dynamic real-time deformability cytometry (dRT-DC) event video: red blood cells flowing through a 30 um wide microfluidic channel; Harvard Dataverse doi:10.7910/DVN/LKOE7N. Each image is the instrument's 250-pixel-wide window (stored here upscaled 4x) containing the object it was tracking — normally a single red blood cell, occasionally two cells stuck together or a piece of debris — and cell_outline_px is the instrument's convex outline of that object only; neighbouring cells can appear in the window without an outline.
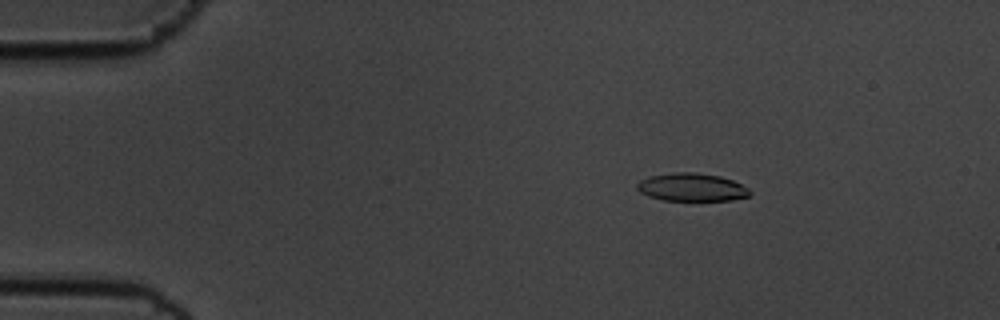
{"species": "common noctule bat (a hibernating species)", "species_latin": "Nyctalus noctula", "temperature_condition": "cold", "stored_images_in_passage": 57, "camera_frame_rate_fps": 3000, "um_per_image_px": 0.085, "animal": {"sex": "male", "body_mass_g": 19.5, "forearm_length_mm": 54.6}, "frame": {"image": 1, "passage_image": 10, "time_ms": 3.0, "image_size_px": [1000, 320], "cell_outline_px": [[752, 192], [748, 196], [732, 200], [664, 200], [648, 196], [640, 192], [636, 188], [636, 184], [640, 180], [652, 176], [676, 172], [692, 172], [720, 176], [732, 180], [748, 188]], "centroid_in_image_um": [58.79, 15.92], "position_along_channel_um": 26.2, "area_um2": 18.21}}
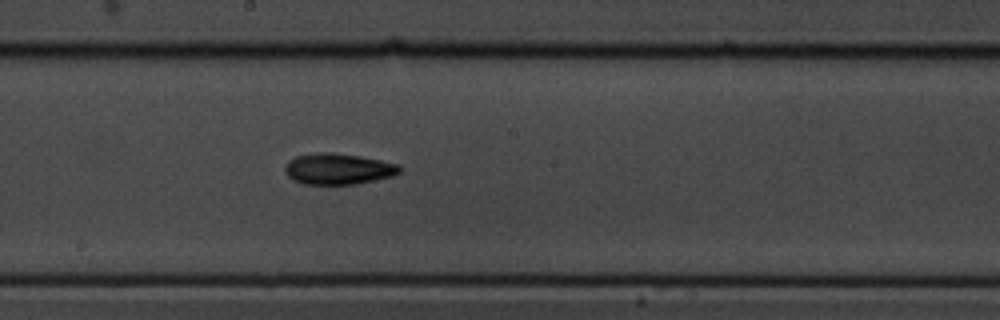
{"frame": {"image": 2, "passage_image": 32, "time_ms": 10.333, "image_size_px": [1000, 320], "cell_outline_px": [[400, 172], [392, 176], [356, 184], [304, 184], [292, 180], [284, 172], [284, 168], [288, 160], [296, 156], [320, 152], [332, 152], [360, 156], [400, 164]], "centroid_in_image_um": [28.72, 14.35], "position_along_channel_um": 219.5, "area_um2": 20.81}}
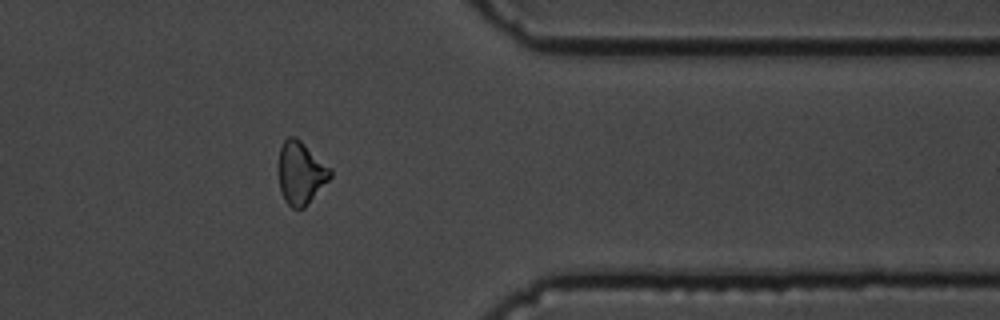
{"frame": {"image": 3, "passage_image": 47, "time_ms": 15.333, "image_size_px": [1000, 320], "cell_outline_px": [[332, 176], [304, 208], [292, 208], [284, 200], [280, 188], [280, 148], [284, 140], [288, 136], [296, 136], [332, 168]], "centroid_in_image_um": [25.6, 14.68], "position_along_channel_um": 385.8, "area_um2": 18.73}, "authors_computed_cell_mechanics": {"area_um2": 19.1896, "velocity_mm_per_s": 3.5697, "shape_relaxation_time_tau1_ms": 3.6722, "shape_relaxation_time_tau2_ms": 7.5439, "deformation_change_tau1": 0.1369, "deformation_change_tau2": 0.1731}}